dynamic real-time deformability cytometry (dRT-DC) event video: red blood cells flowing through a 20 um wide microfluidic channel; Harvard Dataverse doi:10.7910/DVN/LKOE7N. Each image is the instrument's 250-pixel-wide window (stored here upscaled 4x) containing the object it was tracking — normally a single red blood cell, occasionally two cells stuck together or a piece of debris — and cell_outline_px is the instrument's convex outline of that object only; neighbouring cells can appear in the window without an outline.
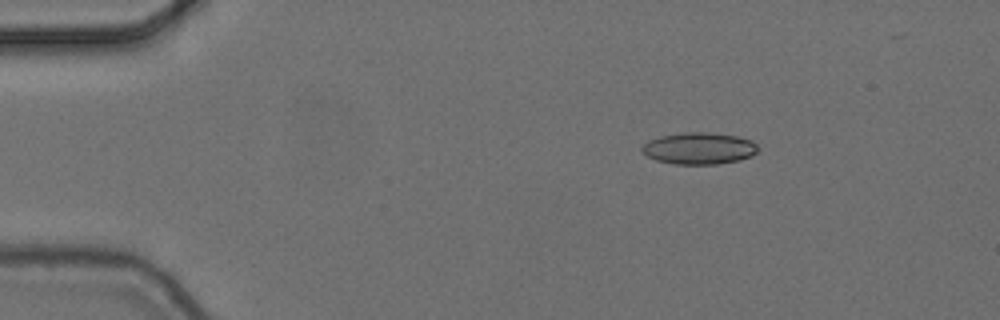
{"species": "common noctule bat (a hibernating species)", "species_latin": "Nyctalus noctula", "temperature_condition": "cold", "stored_images_in_passage": 4, "camera_frame_rate_fps": 3000, "um_per_image_px": 0.085, "animal": {"sex": "female", "body_mass_g": 24.6, "forearm_length_mm": 56.2}, "frame": {"image": 1, "passage_image": 2, "time_ms": 0.333, "image_size_px": [1000, 320], "cell_outline_px": [[760, 148], [752, 156], [740, 160], [716, 164], [676, 164], [656, 160], [648, 156], [640, 148], [648, 140], [660, 136], [680, 132], [712, 132], [736, 136], [752, 140]], "centroid_in_image_um": [59.44, 12.6], "position_along_channel_um": 25.6, "area_um2": 21.62}}